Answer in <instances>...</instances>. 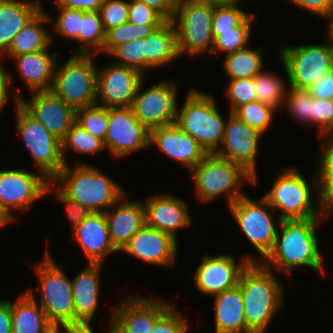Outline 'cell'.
I'll list each match as a JSON object with an SVG mask.
<instances>
[{
	"mask_svg": "<svg viewBox=\"0 0 333 333\" xmlns=\"http://www.w3.org/2000/svg\"><path fill=\"white\" fill-rule=\"evenodd\" d=\"M319 152L311 184L299 169L288 167L280 171L270 190L262 196L275 212L281 210V214L278 211L281 220L333 215V154Z\"/></svg>",
	"mask_w": 333,
	"mask_h": 333,
	"instance_id": "6da1fadb",
	"label": "cell"
},
{
	"mask_svg": "<svg viewBox=\"0 0 333 333\" xmlns=\"http://www.w3.org/2000/svg\"><path fill=\"white\" fill-rule=\"evenodd\" d=\"M326 218L281 220L274 245L260 262L269 269L274 268L275 273L285 272L288 276L299 267H307L325 275L317 226Z\"/></svg>",
	"mask_w": 333,
	"mask_h": 333,
	"instance_id": "7a4b0ae2",
	"label": "cell"
},
{
	"mask_svg": "<svg viewBox=\"0 0 333 333\" xmlns=\"http://www.w3.org/2000/svg\"><path fill=\"white\" fill-rule=\"evenodd\" d=\"M241 287L247 333H266L269 323L284 308L285 288L272 269L249 262L241 272Z\"/></svg>",
	"mask_w": 333,
	"mask_h": 333,
	"instance_id": "3957f363",
	"label": "cell"
},
{
	"mask_svg": "<svg viewBox=\"0 0 333 333\" xmlns=\"http://www.w3.org/2000/svg\"><path fill=\"white\" fill-rule=\"evenodd\" d=\"M68 199L92 212L105 213L125 190L96 166L78 161L68 164L51 181Z\"/></svg>",
	"mask_w": 333,
	"mask_h": 333,
	"instance_id": "277c9868",
	"label": "cell"
},
{
	"mask_svg": "<svg viewBox=\"0 0 333 333\" xmlns=\"http://www.w3.org/2000/svg\"><path fill=\"white\" fill-rule=\"evenodd\" d=\"M190 172L195 187L194 194L203 203H211L224 195L230 206L246 195L241 189L245 182L254 184V177L241 165L215 153H209Z\"/></svg>",
	"mask_w": 333,
	"mask_h": 333,
	"instance_id": "5b68a950",
	"label": "cell"
},
{
	"mask_svg": "<svg viewBox=\"0 0 333 333\" xmlns=\"http://www.w3.org/2000/svg\"><path fill=\"white\" fill-rule=\"evenodd\" d=\"M216 101L213 95L191 88L182 106L177 105L175 123L208 153L220 147L226 125Z\"/></svg>",
	"mask_w": 333,
	"mask_h": 333,
	"instance_id": "8992f818",
	"label": "cell"
},
{
	"mask_svg": "<svg viewBox=\"0 0 333 333\" xmlns=\"http://www.w3.org/2000/svg\"><path fill=\"white\" fill-rule=\"evenodd\" d=\"M34 266L40 283L38 305L45 311L52 326L75 328V310L71 279L57 264L49 251Z\"/></svg>",
	"mask_w": 333,
	"mask_h": 333,
	"instance_id": "52a82bcc",
	"label": "cell"
},
{
	"mask_svg": "<svg viewBox=\"0 0 333 333\" xmlns=\"http://www.w3.org/2000/svg\"><path fill=\"white\" fill-rule=\"evenodd\" d=\"M21 96L13 93L14 110L16 115V131L27 148L36 171L52 181L65 167L62 155V144L39 121L30 116L20 105Z\"/></svg>",
	"mask_w": 333,
	"mask_h": 333,
	"instance_id": "ba28073f",
	"label": "cell"
},
{
	"mask_svg": "<svg viewBox=\"0 0 333 333\" xmlns=\"http://www.w3.org/2000/svg\"><path fill=\"white\" fill-rule=\"evenodd\" d=\"M326 44L282 46L279 59L284 66L289 87L307 90L333 69V34L327 29Z\"/></svg>",
	"mask_w": 333,
	"mask_h": 333,
	"instance_id": "9c48e42d",
	"label": "cell"
},
{
	"mask_svg": "<svg viewBox=\"0 0 333 333\" xmlns=\"http://www.w3.org/2000/svg\"><path fill=\"white\" fill-rule=\"evenodd\" d=\"M97 55L72 54L56 64L51 91L75 109L96 104Z\"/></svg>",
	"mask_w": 333,
	"mask_h": 333,
	"instance_id": "30bf717a",
	"label": "cell"
},
{
	"mask_svg": "<svg viewBox=\"0 0 333 333\" xmlns=\"http://www.w3.org/2000/svg\"><path fill=\"white\" fill-rule=\"evenodd\" d=\"M213 6L200 0H178L172 22L177 33L178 52L181 56L196 57L211 54Z\"/></svg>",
	"mask_w": 333,
	"mask_h": 333,
	"instance_id": "8fae6325",
	"label": "cell"
},
{
	"mask_svg": "<svg viewBox=\"0 0 333 333\" xmlns=\"http://www.w3.org/2000/svg\"><path fill=\"white\" fill-rule=\"evenodd\" d=\"M228 207L243 235L262 257L257 256V262H260L274 245L281 222L278 212L276 213L263 197L255 201L247 194Z\"/></svg>",
	"mask_w": 333,
	"mask_h": 333,
	"instance_id": "7c38bea8",
	"label": "cell"
},
{
	"mask_svg": "<svg viewBox=\"0 0 333 333\" xmlns=\"http://www.w3.org/2000/svg\"><path fill=\"white\" fill-rule=\"evenodd\" d=\"M10 169L0 171V210L14 221V210L26 211L33 202L46 195L51 183L39 171Z\"/></svg>",
	"mask_w": 333,
	"mask_h": 333,
	"instance_id": "4fadbf2b",
	"label": "cell"
},
{
	"mask_svg": "<svg viewBox=\"0 0 333 333\" xmlns=\"http://www.w3.org/2000/svg\"><path fill=\"white\" fill-rule=\"evenodd\" d=\"M175 81H158L143 91L144 80L133 99L135 117L150 131L176 122L178 88Z\"/></svg>",
	"mask_w": 333,
	"mask_h": 333,
	"instance_id": "5bb4252c",
	"label": "cell"
},
{
	"mask_svg": "<svg viewBox=\"0 0 333 333\" xmlns=\"http://www.w3.org/2000/svg\"><path fill=\"white\" fill-rule=\"evenodd\" d=\"M123 299L111 308V322L106 333H151L156 320L175 303L134 294Z\"/></svg>",
	"mask_w": 333,
	"mask_h": 333,
	"instance_id": "9a60e30c",
	"label": "cell"
},
{
	"mask_svg": "<svg viewBox=\"0 0 333 333\" xmlns=\"http://www.w3.org/2000/svg\"><path fill=\"white\" fill-rule=\"evenodd\" d=\"M105 149L115 159L149 148L150 131L135 117L131 107L108 108Z\"/></svg>",
	"mask_w": 333,
	"mask_h": 333,
	"instance_id": "2e32d148",
	"label": "cell"
},
{
	"mask_svg": "<svg viewBox=\"0 0 333 333\" xmlns=\"http://www.w3.org/2000/svg\"><path fill=\"white\" fill-rule=\"evenodd\" d=\"M239 260L229 254L204 255L193 275L196 288L203 295L212 297L236 287L243 269L249 262H257V257L246 254Z\"/></svg>",
	"mask_w": 333,
	"mask_h": 333,
	"instance_id": "e0dca14e",
	"label": "cell"
},
{
	"mask_svg": "<svg viewBox=\"0 0 333 333\" xmlns=\"http://www.w3.org/2000/svg\"><path fill=\"white\" fill-rule=\"evenodd\" d=\"M228 114L224 137L215 154L241 165L254 177L255 185L258 181L256 160L263 134L251 128L235 114Z\"/></svg>",
	"mask_w": 333,
	"mask_h": 333,
	"instance_id": "ac0fdd59",
	"label": "cell"
},
{
	"mask_svg": "<svg viewBox=\"0 0 333 333\" xmlns=\"http://www.w3.org/2000/svg\"><path fill=\"white\" fill-rule=\"evenodd\" d=\"M144 74L112 62L98 67L96 103L108 108L131 107Z\"/></svg>",
	"mask_w": 333,
	"mask_h": 333,
	"instance_id": "d6986e66",
	"label": "cell"
},
{
	"mask_svg": "<svg viewBox=\"0 0 333 333\" xmlns=\"http://www.w3.org/2000/svg\"><path fill=\"white\" fill-rule=\"evenodd\" d=\"M27 100L19 98V105L35 120L62 141L72 125L76 122V109L50 91L30 92Z\"/></svg>",
	"mask_w": 333,
	"mask_h": 333,
	"instance_id": "ffe728a7",
	"label": "cell"
},
{
	"mask_svg": "<svg viewBox=\"0 0 333 333\" xmlns=\"http://www.w3.org/2000/svg\"><path fill=\"white\" fill-rule=\"evenodd\" d=\"M178 242L172 235L145 224L120 252L153 266H173L177 261Z\"/></svg>",
	"mask_w": 333,
	"mask_h": 333,
	"instance_id": "44dd1931",
	"label": "cell"
},
{
	"mask_svg": "<svg viewBox=\"0 0 333 333\" xmlns=\"http://www.w3.org/2000/svg\"><path fill=\"white\" fill-rule=\"evenodd\" d=\"M149 145L190 172L209 153L176 123L150 130Z\"/></svg>",
	"mask_w": 333,
	"mask_h": 333,
	"instance_id": "7402d4cb",
	"label": "cell"
},
{
	"mask_svg": "<svg viewBox=\"0 0 333 333\" xmlns=\"http://www.w3.org/2000/svg\"><path fill=\"white\" fill-rule=\"evenodd\" d=\"M102 263H88L85 268L71 279L75 310V329L94 333L93 318L98 311L100 293V273Z\"/></svg>",
	"mask_w": 333,
	"mask_h": 333,
	"instance_id": "603a6c76",
	"label": "cell"
},
{
	"mask_svg": "<svg viewBox=\"0 0 333 333\" xmlns=\"http://www.w3.org/2000/svg\"><path fill=\"white\" fill-rule=\"evenodd\" d=\"M146 225L161 230L177 238L178 229L188 228L193 221L188 204L172 194H155L146 198Z\"/></svg>",
	"mask_w": 333,
	"mask_h": 333,
	"instance_id": "cb8c5ba5",
	"label": "cell"
},
{
	"mask_svg": "<svg viewBox=\"0 0 333 333\" xmlns=\"http://www.w3.org/2000/svg\"><path fill=\"white\" fill-rule=\"evenodd\" d=\"M72 240L80 246L88 263H102L108 255L119 252L111 242L105 213L91 212L71 231Z\"/></svg>",
	"mask_w": 333,
	"mask_h": 333,
	"instance_id": "d4e9b609",
	"label": "cell"
},
{
	"mask_svg": "<svg viewBox=\"0 0 333 333\" xmlns=\"http://www.w3.org/2000/svg\"><path fill=\"white\" fill-rule=\"evenodd\" d=\"M126 197L127 193H124L110 207L112 209L109 208L105 212L111 242L119 252L129 242L130 238L146 224L143 202L139 200L127 201Z\"/></svg>",
	"mask_w": 333,
	"mask_h": 333,
	"instance_id": "484cf974",
	"label": "cell"
},
{
	"mask_svg": "<svg viewBox=\"0 0 333 333\" xmlns=\"http://www.w3.org/2000/svg\"><path fill=\"white\" fill-rule=\"evenodd\" d=\"M49 49L50 47L47 50L26 53L11 59L23 84L31 92L50 91L52 88L59 55L58 52H49Z\"/></svg>",
	"mask_w": 333,
	"mask_h": 333,
	"instance_id": "4316f807",
	"label": "cell"
},
{
	"mask_svg": "<svg viewBox=\"0 0 333 333\" xmlns=\"http://www.w3.org/2000/svg\"><path fill=\"white\" fill-rule=\"evenodd\" d=\"M40 1L0 0V57L8 50L13 38L42 9Z\"/></svg>",
	"mask_w": 333,
	"mask_h": 333,
	"instance_id": "83f0119b",
	"label": "cell"
},
{
	"mask_svg": "<svg viewBox=\"0 0 333 333\" xmlns=\"http://www.w3.org/2000/svg\"><path fill=\"white\" fill-rule=\"evenodd\" d=\"M215 333H247L241 287L225 290L214 296Z\"/></svg>",
	"mask_w": 333,
	"mask_h": 333,
	"instance_id": "f1b7e54d",
	"label": "cell"
},
{
	"mask_svg": "<svg viewBox=\"0 0 333 333\" xmlns=\"http://www.w3.org/2000/svg\"><path fill=\"white\" fill-rule=\"evenodd\" d=\"M144 54L145 71L169 65L180 57L172 20H167L144 38Z\"/></svg>",
	"mask_w": 333,
	"mask_h": 333,
	"instance_id": "f546056e",
	"label": "cell"
},
{
	"mask_svg": "<svg viewBox=\"0 0 333 333\" xmlns=\"http://www.w3.org/2000/svg\"><path fill=\"white\" fill-rule=\"evenodd\" d=\"M50 23L49 14L45 7L23 27L13 38L8 50L2 55L11 60L14 56L39 52L51 47V32L46 28V23ZM44 26V27H43Z\"/></svg>",
	"mask_w": 333,
	"mask_h": 333,
	"instance_id": "4dcf8cb0",
	"label": "cell"
},
{
	"mask_svg": "<svg viewBox=\"0 0 333 333\" xmlns=\"http://www.w3.org/2000/svg\"><path fill=\"white\" fill-rule=\"evenodd\" d=\"M35 296L32 289H26L12 300L11 333H45L52 326Z\"/></svg>",
	"mask_w": 333,
	"mask_h": 333,
	"instance_id": "1f68e13d",
	"label": "cell"
},
{
	"mask_svg": "<svg viewBox=\"0 0 333 333\" xmlns=\"http://www.w3.org/2000/svg\"><path fill=\"white\" fill-rule=\"evenodd\" d=\"M247 46L235 52L226 54L223 59V70L229 80L254 78L264 68L263 51L264 47L251 49Z\"/></svg>",
	"mask_w": 333,
	"mask_h": 333,
	"instance_id": "d6a6232c",
	"label": "cell"
},
{
	"mask_svg": "<svg viewBox=\"0 0 333 333\" xmlns=\"http://www.w3.org/2000/svg\"><path fill=\"white\" fill-rule=\"evenodd\" d=\"M106 31L98 11H81V31L78 50L74 54L97 55L103 50Z\"/></svg>",
	"mask_w": 333,
	"mask_h": 333,
	"instance_id": "836d02e7",
	"label": "cell"
},
{
	"mask_svg": "<svg viewBox=\"0 0 333 333\" xmlns=\"http://www.w3.org/2000/svg\"><path fill=\"white\" fill-rule=\"evenodd\" d=\"M286 79L276 75L274 72L263 70L254 77L255 94L257 101L279 111L283 108L287 89L289 88Z\"/></svg>",
	"mask_w": 333,
	"mask_h": 333,
	"instance_id": "e575fe53",
	"label": "cell"
},
{
	"mask_svg": "<svg viewBox=\"0 0 333 333\" xmlns=\"http://www.w3.org/2000/svg\"><path fill=\"white\" fill-rule=\"evenodd\" d=\"M62 155L67 165L66 155L69 151L75 152L79 155H94L101 151H106L104 142L91 135L80 124L75 122L70 130L67 132L65 138L61 141Z\"/></svg>",
	"mask_w": 333,
	"mask_h": 333,
	"instance_id": "d590c367",
	"label": "cell"
},
{
	"mask_svg": "<svg viewBox=\"0 0 333 333\" xmlns=\"http://www.w3.org/2000/svg\"><path fill=\"white\" fill-rule=\"evenodd\" d=\"M162 24L137 25L130 22L106 31L103 50L99 54L109 55L116 47L135 39H144Z\"/></svg>",
	"mask_w": 333,
	"mask_h": 333,
	"instance_id": "8d00e7d4",
	"label": "cell"
},
{
	"mask_svg": "<svg viewBox=\"0 0 333 333\" xmlns=\"http://www.w3.org/2000/svg\"><path fill=\"white\" fill-rule=\"evenodd\" d=\"M255 15L250 14L239 26L233 28V31L220 32L214 39L212 48L213 53H232L248 46L251 41L252 24L255 21Z\"/></svg>",
	"mask_w": 333,
	"mask_h": 333,
	"instance_id": "74e56055",
	"label": "cell"
},
{
	"mask_svg": "<svg viewBox=\"0 0 333 333\" xmlns=\"http://www.w3.org/2000/svg\"><path fill=\"white\" fill-rule=\"evenodd\" d=\"M312 126H316L318 138L324 140L321 152L333 154V101L313 98ZM326 140H325V139Z\"/></svg>",
	"mask_w": 333,
	"mask_h": 333,
	"instance_id": "f35d334b",
	"label": "cell"
},
{
	"mask_svg": "<svg viewBox=\"0 0 333 333\" xmlns=\"http://www.w3.org/2000/svg\"><path fill=\"white\" fill-rule=\"evenodd\" d=\"M76 122L91 135L105 142L108 132V107L93 104L76 109Z\"/></svg>",
	"mask_w": 333,
	"mask_h": 333,
	"instance_id": "ab89813d",
	"label": "cell"
},
{
	"mask_svg": "<svg viewBox=\"0 0 333 333\" xmlns=\"http://www.w3.org/2000/svg\"><path fill=\"white\" fill-rule=\"evenodd\" d=\"M275 113L277 111L260 101L247 103L238 107L233 114L240 120L247 123L251 128L258 130L264 134L272 126Z\"/></svg>",
	"mask_w": 333,
	"mask_h": 333,
	"instance_id": "60d3db41",
	"label": "cell"
},
{
	"mask_svg": "<svg viewBox=\"0 0 333 333\" xmlns=\"http://www.w3.org/2000/svg\"><path fill=\"white\" fill-rule=\"evenodd\" d=\"M284 107L294 120L305 126H312L313 97L307 90L289 87L283 103Z\"/></svg>",
	"mask_w": 333,
	"mask_h": 333,
	"instance_id": "b9f144b4",
	"label": "cell"
},
{
	"mask_svg": "<svg viewBox=\"0 0 333 333\" xmlns=\"http://www.w3.org/2000/svg\"><path fill=\"white\" fill-rule=\"evenodd\" d=\"M240 4L213 6V39L220 35V32L233 31L234 27L239 26L250 15Z\"/></svg>",
	"mask_w": 333,
	"mask_h": 333,
	"instance_id": "7bdbcfd3",
	"label": "cell"
},
{
	"mask_svg": "<svg viewBox=\"0 0 333 333\" xmlns=\"http://www.w3.org/2000/svg\"><path fill=\"white\" fill-rule=\"evenodd\" d=\"M60 11L56 19L52 20L49 15L50 21H54L52 26L51 39L55 34L61 35L68 40L79 42V32L81 31V10L74 8L57 7Z\"/></svg>",
	"mask_w": 333,
	"mask_h": 333,
	"instance_id": "ee69618b",
	"label": "cell"
},
{
	"mask_svg": "<svg viewBox=\"0 0 333 333\" xmlns=\"http://www.w3.org/2000/svg\"><path fill=\"white\" fill-rule=\"evenodd\" d=\"M109 56L114 63L134 68L145 74L144 39H135L116 47Z\"/></svg>",
	"mask_w": 333,
	"mask_h": 333,
	"instance_id": "f6af8a7d",
	"label": "cell"
},
{
	"mask_svg": "<svg viewBox=\"0 0 333 333\" xmlns=\"http://www.w3.org/2000/svg\"><path fill=\"white\" fill-rule=\"evenodd\" d=\"M254 90V78L229 80L225 91L230 102L229 112L233 113L241 105L257 101Z\"/></svg>",
	"mask_w": 333,
	"mask_h": 333,
	"instance_id": "bcb514c9",
	"label": "cell"
},
{
	"mask_svg": "<svg viewBox=\"0 0 333 333\" xmlns=\"http://www.w3.org/2000/svg\"><path fill=\"white\" fill-rule=\"evenodd\" d=\"M105 31L128 22V1L104 0L99 9Z\"/></svg>",
	"mask_w": 333,
	"mask_h": 333,
	"instance_id": "7dc6e473",
	"label": "cell"
},
{
	"mask_svg": "<svg viewBox=\"0 0 333 333\" xmlns=\"http://www.w3.org/2000/svg\"><path fill=\"white\" fill-rule=\"evenodd\" d=\"M174 303L156 320L151 333H188V320L175 308Z\"/></svg>",
	"mask_w": 333,
	"mask_h": 333,
	"instance_id": "c3c4849f",
	"label": "cell"
},
{
	"mask_svg": "<svg viewBox=\"0 0 333 333\" xmlns=\"http://www.w3.org/2000/svg\"><path fill=\"white\" fill-rule=\"evenodd\" d=\"M167 20L155 9L135 0L128 1V22L137 25L164 24Z\"/></svg>",
	"mask_w": 333,
	"mask_h": 333,
	"instance_id": "681fc988",
	"label": "cell"
},
{
	"mask_svg": "<svg viewBox=\"0 0 333 333\" xmlns=\"http://www.w3.org/2000/svg\"><path fill=\"white\" fill-rule=\"evenodd\" d=\"M53 188H56L53 189ZM53 190L56 199L64 204L67 208V217L71 224V231L75 229L92 211L80 203L68 199L52 182L48 185L46 194H50ZM49 192V193H48Z\"/></svg>",
	"mask_w": 333,
	"mask_h": 333,
	"instance_id": "f907efd6",
	"label": "cell"
},
{
	"mask_svg": "<svg viewBox=\"0 0 333 333\" xmlns=\"http://www.w3.org/2000/svg\"><path fill=\"white\" fill-rule=\"evenodd\" d=\"M303 10L312 12L316 17L327 20L328 26L333 22V0H286ZM329 20V21H328Z\"/></svg>",
	"mask_w": 333,
	"mask_h": 333,
	"instance_id": "816d5d0a",
	"label": "cell"
},
{
	"mask_svg": "<svg viewBox=\"0 0 333 333\" xmlns=\"http://www.w3.org/2000/svg\"><path fill=\"white\" fill-rule=\"evenodd\" d=\"M307 91L315 99H332L333 96V69L323 75L318 81L311 85Z\"/></svg>",
	"mask_w": 333,
	"mask_h": 333,
	"instance_id": "f5cc1de1",
	"label": "cell"
},
{
	"mask_svg": "<svg viewBox=\"0 0 333 333\" xmlns=\"http://www.w3.org/2000/svg\"><path fill=\"white\" fill-rule=\"evenodd\" d=\"M56 7L74 8L81 11H99L104 0H54Z\"/></svg>",
	"mask_w": 333,
	"mask_h": 333,
	"instance_id": "db71d44e",
	"label": "cell"
},
{
	"mask_svg": "<svg viewBox=\"0 0 333 333\" xmlns=\"http://www.w3.org/2000/svg\"><path fill=\"white\" fill-rule=\"evenodd\" d=\"M157 10L166 20H172L178 0H135Z\"/></svg>",
	"mask_w": 333,
	"mask_h": 333,
	"instance_id": "11a10c76",
	"label": "cell"
},
{
	"mask_svg": "<svg viewBox=\"0 0 333 333\" xmlns=\"http://www.w3.org/2000/svg\"><path fill=\"white\" fill-rule=\"evenodd\" d=\"M1 64L0 58V114L2 113L1 111H3L5 105L9 102V98L11 97L10 89L12 87L10 85L13 83L11 73L6 72L4 66Z\"/></svg>",
	"mask_w": 333,
	"mask_h": 333,
	"instance_id": "9f6ffc18",
	"label": "cell"
},
{
	"mask_svg": "<svg viewBox=\"0 0 333 333\" xmlns=\"http://www.w3.org/2000/svg\"><path fill=\"white\" fill-rule=\"evenodd\" d=\"M12 300L0 299V333L12 331Z\"/></svg>",
	"mask_w": 333,
	"mask_h": 333,
	"instance_id": "6f0895ef",
	"label": "cell"
},
{
	"mask_svg": "<svg viewBox=\"0 0 333 333\" xmlns=\"http://www.w3.org/2000/svg\"><path fill=\"white\" fill-rule=\"evenodd\" d=\"M45 333H85L80 329L70 328L66 326H51Z\"/></svg>",
	"mask_w": 333,
	"mask_h": 333,
	"instance_id": "680465c9",
	"label": "cell"
},
{
	"mask_svg": "<svg viewBox=\"0 0 333 333\" xmlns=\"http://www.w3.org/2000/svg\"><path fill=\"white\" fill-rule=\"evenodd\" d=\"M212 6L232 5L236 3H243L244 0H200Z\"/></svg>",
	"mask_w": 333,
	"mask_h": 333,
	"instance_id": "91938a15",
	"label": "cell"
},
{
	"mask_svg": "<svg viewBox=\"0 0 333 333\" xmlns=\"http://www.w3.org/2000/svg\"><path fill=\"white\" fill-rule=\"evenodd\" d=\"M11 222V220L0 210V229L8 223Z\"/></svg>",
	"mask_w": 333,
	"mask_h": 333,
	"instance_id": "94428289",
	"label": "cell"
},
{
	"mask_svg": "<svg viewBox=\"0 0 333 333\" xmlns=\"http://www.w3.org/2000/svg\"><path fill=\"white\" fill-rule=\"evenodd\" d=\"M333 34V22L327 28Z\"/></svg>",
	"mask_w": 333,
	"mask_h": 333,
	"instance_id": "6125c7cd",
	"label": "cell"
}]
</instances>
